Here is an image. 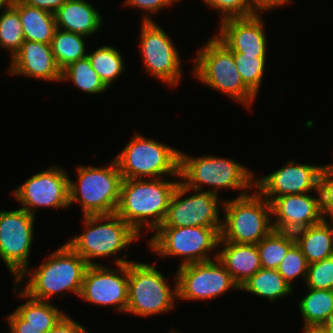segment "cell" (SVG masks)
I'll return each mask as SVG.
<instances>
[{"label":"cell","mask_w":333,"mask_h":333,"mask_svg":"<svg viewBox=\"0 0 333 333\" xmlns=\"http://www.w3.org/2000/svg\"><path fill=\"white\" fill-rule=\"evenodd\" d=\"M18 294L27 299L15 310L23 318V325L44 328V333H48L66 314L52 302L33 299L22 290Z\"/></svg>","instance_id":"25"},{"label":"cell","mask_w":333,"mask_h":333,"mask_svg":"<svg viewBox=\"0 0 333 333\" xmlns=\"http://www.w3.org/2000/svg\"><path fill=\"white\" fill-rule=\"evenodd\" d=\"M69 179L66 170L52 165L34 174L14 189L13 194L22 208L33 216L38 208H68Z\"/></svg>","instance_id":"15"},{"label":"cell","mask_w":333,"mask_h":333,"mask_svg":"<svg viewBox=\"0 0 333 333\" xmlns=\"http://www.w3.org/2000/svg\"><path fill=\"white\" fill-rule=\"evenodd\" d=\"M307 290L298 304L303 326H323L333 317V290Z\"/></svg>","instance_id":"27"},{"label":"cell","mask_w":333,"mask_h":333,"mask_svg":"<svg viewBox=\"0 0 333 333\" xmlns=\"http://www.w3.org/2000/svg\"><path fill=\"white\" fill-rule=\"evenodd\" d=\"M207 6L221 13L220 23L230 18L252 16L249 0H212Z\"/></svg>","instance_id":"36"},{"label":"cell","mask_w":333,"mask_h":333,"mask_svg":"<svg viewBox=\"0 0 333 333\" xmlns=\"http://www.w3.org/2000/svg\"><path fill=\"white\" fill-rule=\"evenodd\" d=\"M12 0H0V10L4 9L7 5L11 4Z\"/></svg>","instance_id":"45"},{"label":"cell","mask_w":333,"mask_h":333,"mask_svg":"<svg viewBox=\"0 0 333 333\" xmlns=\"http://www.w3.org/2000/svg\"><path fill=\"white\" fill-rule=\"evenodd\" d=\"M250 1V8L252 11V15H259L261 13H265L267 10H274L277 7H283L285 4L287 5L292 0H249Z\"/></svg>","instance_id":"41"},{"label":"cell","mask_w":333,"mask_h":333,"mask_svg":"<svg viewBox=\"0 0 333 333\" xmlns=\"http://www.w3.org/2000/svg\"><path fill=\"white\" fill-rule=\"evenodd\" d=\"M325 165H308L290 160L269 175L255 178V189L270 203L290 194L319 192V178Z\"/></svg>","instance_id":"17"},{"label":"cell","mask_w":333,"mask_h":333,"mask_svg":"<svg viewBox=\"0 0 333 333\" xmlns=\"http://www.w3.org/2000/svg\"><path fill=\"white\" fill-rule=\"evenodd\" d=\"M73 320L65 314L48 333H90L83 325Z\"/></svg>","instance_id":"40"},{"label":"cell","mask_w":333,"mask_h":333,"mask_svg":"<svg viewBox=\"0 0 333 333\" xmlns=\"http://www.w3.org/2000/svg\"><path fill=\"white\" fill-rule=\"evenodd\" d=\"M218 247L222 250L216 251L217 259L239 287L262 268L256 244H237L219 240Z\"/></svg>","instance_id":"22"},{"label":"cell","mask_w":333,"mask_h":333,"mask_svg":"<svg viewBox=\"0 0 333 333\" xmlns=\"http://www.w3.org/2000/svg\"><path fill=\"white\" fill-rule=\"evenodd\" d=\"M25 4L37 7L52 14L67 1V0H22Z\"/></svg>","instance_id":"42"},{"label":"cell","mask_w":333,"mask_h":333,"mask_svg":"<svg viewBox=\"0 0 333 333\" xmlns=\"http://www.w3.org/2000/svg\"><path fill=\"white\" fill-rule=\"evenodd\" d=\"M114 160L123 179H158L168 175L180 178V150L139 133L133 135Z\"/></svg>","instance_id":"8"},{"label":"cell","mask_w":333,"mask_h":333,"mask_svg":"<svg viewBox=\"0 0 333 333\" xmlns=\"http://www.w3.org/2000/svg\"><path fill=\"white\" fill-rule=\"evenodd\" d=\"M8 73L42 81L61 82L59 69L50 44L25 40L10 59Z\"/></svg>","instance_id":"20"},{"label":"cell","mask_w":333,"mask_h":333,"mask_svg":"<svg viewBox=\"0 0 333 333\" xmlns=\"http://www.w3.org/2000/svg\"><path fill=\"white\" fill-rule=\"evenodd\" d=\"M5 319L9 324V332L7 333H44V328L23 325V318L15 310L7 315Z\"/></svg>","instance_id":"39"},{"label":"cell","mask_w":333,"mask_h":333,"mask_svg":"<svg viewBox=\"0 0 333 333\" xmlns=\"http://www.w3.org/2000/svg\"><path fill=\"white\" fill-rule=\"evenodd\" d=\"M45 260L33 271L27 268L15 280L14 292L26 278L28 281L20 290L33 299L50 302L53 296L66 291L79 297L88 263L67 243L51 252Z\"/></svg>","instance_id":"2"},{"label":"cell","mask_w":333,"mask_h":333,"mask_svg":"<svg viewBox=\"0 0 333 333\" xmlns=\"http://www.w3.org/2000/svg\"><path fill=\"white\" fill-rule=\"evenodd\" d=\"M85 37L59 28L55 30L50 45L61 71L75 61L87 57Z\"/></svg>","instance_id":"28"},{"label":"cell","mask_w":333,"mask_h":333,"mask_svg":"<svg viewBox=\"0 0 333 333\" xmlns=\"http://www.w3.org/2000/svg\"><path fill=\"white\" fill-rule=\"evenodd\" d=\"M316 196L308 193L290 194L275 198L271 202L272 225L275 230L294 233L323 220L320 192ZM275 217V218H274Z\"/></svg>","instance_id":"18"},{"label":"cell","mask_w":333,"mask_h":333,"mask_svg":"<svg viewBox=\"0 0 333 333\" xmlns=\"http://www.w3.org/2000/svg\"><path fill=\"white\" fill-rule=\"evenodd\" d=\"M169 333H179V332L172 329Z\"/></svg>","instance_id":"47"},{"label":"cell","mask_w":333,"mask_h":333,"mask_svg":"<svg viewBox=\"0 0 333 333\" xmlns=\"http://www.w3.org/2000/svg\"><path fill=\"white\" fill-rule=\"evenodd\" d=\"M11 5L19 12L24 39L50 44L57 29L55 15L22 0H12Z\"/></svg>","instance_id":"24"},{"label":"cell","mask_w":333,"mask_h":333,"mask_svg":"<svg viewBox=\"0 0 333 333\" xmlns=\"http://www.w3.org/2000/svg\"><path fill=\"white\" fill-rule=\"evenodd\" d=\"M294 244L293 233L273 229L256 244L261 267L277 270L282 259Z\"/></svg>","instance_id":"29"},{"label":"cell","mask_w":333,"mask_h":333,"mask_svg":"<svg viewBox=\"0 0 333 333\" xmlns=\"http://www.w3.org/2000/svg\"><path fill=\"white\" fill-rule=\"evenodd\" d=\"M321 213L324 220L333 218V164H327L322 169L319 178Z\"/></svg>","instance_id":"37"},{"label":"cell","mask_w":333,"mask_h":333,"mask_svg":"<svg viewBox=\"0 0 333 333\" xmlns=\"http://www.w3.org/2000/svg\"><path fill=\"white\" fill-rule=\"evenodd\" d=\"M323 327L326 329L328 333H333V317L330 318Z\"/></svg>","instance_id":"44"},{"label":"cell","mask_w":333,"mask_h":333,"mask_svg":"<svg viewBox=\"0 0 333 333\" xmlns=\"http://www.w3.org/2000/svg\"><path fill=\"white\" fill-rule=\"evenodd\" d=\"M92 68L109 88L111 84L125 71L121 53L110 45L96 48L92 53L87 54Z\"/></svg>","instance_id":"30"},{"label":"cell","mask_w":333,"mask_h":333,"mask_svg":"<svg viewBox=\"0 0 333 333\" xmlns=\"http://www.w3.org/2000/svg\"><path fill=\"white\" fill-rule=\"evenodd\" d=\"M252 194L222 200L224 211L219 240L237 244H257L274 228L271 203L256 189Z\"/></svg>","instance_id":"6"},{"label":"cell","mask_w":333,"mask_h":333,"mask_svg":"<svg viewBox=\"0 0 333 333\" xmlns=\"http://www.w3.org/2000/svg\"><path fill=\"white\" fill-rule=\"evenodd\" d=\"M328 221L323 219L318 224L293 233L295 244L309 264L333 255V224Z\"/></svg>","instance_id":"23"},{"label":"cell","mask_w":333,"mask_h":333,"mask_svg":"<svg viewBox=\"0 0 333 333\" xmlns=\"http://www.w3.org/2000/svg\"><path fill=\"white\" fill-rule=\"evenodd\" d=\"M219 238L220 234L213 227L160 226L148 244L161 258H181L183 261L179 266H182L212 260L209 253L218 248Z\"/></svg>","instance_id":"10"},{"label":"cell","mask_w":333,"mask_h":333,"mask_svg":"<svg viewBox=\"0 0 333 333\" xmlns=\"http://www.w3.org/2000/svg\"><path fill=\"white\" fill-rule=\"evenodd\" d=\"M234 62L243 82L257 95L265 75L267 55L233 52Z\"/></svg>","instance_id":"33"},{"label":"cell","mask_w":333,"mask_h":333,"mask_svg":"<svg viewBox=\"0 0 333 333\" xmlns=\"http://www.w3.org/2000/svg\"><path fill=\"white\" fill-rule=\"evenodd\" d=\"M179 182L169 181L168 177L123 179L116 214L140 236L145 226L144 229L155 232L163 224Z\"/></svg>","instance_id":"1"},{"label":"cell","mask_w":333,"mask_h":333,"mask_svg":"<svg viewBox=\"0 0 333 333\" xmlns=\"http://www.w3.org/2000/svg\"><path fill=\"white\" fill-rule=\"evenodd\" d=\"M117 268L91 265L85 271L79 297L86 302L113 306L126 313L128 304V263L117 264Z\"/></svg>","instance_id":"16"},{"label":"cell","mask_w":333,"mask_h":333,"mask_svg":"<svg viewBox=\"0 0 333 333\" xmlns=\"http://www.w3.org/2000/svg\"><path fill=\"white\" fill-rule=\"evenodd\" d=\"M259 15L230 18L219 23L215 35L231 51L250 55H267V37Z\"/></svg>","instance_id":"19"},{"label":"cell","mask_w":333,"mask_h":333,"mask_svg":"<svg viewBox=\"0 0 333 333\" xmlns=\"http://www.w3.org/2000/svg\"><path fill=\"white\" fill-rule=\"evenodd\" d=\"M213 259L179 266L176 272L179 300H211L228 290L240 291L239 285L217 259V254Z\"/></svg>","instance_id":"13"},{"label":"cell","mask_w":333,"mask_h":333,"mask_svg":"<svg viewBox=\"0 0 333 333\" xmlns=\"http://www.w3.org/2000/svg\"><path fill=\"white\" fill-rule=\"evenodd\" d=\"M191 190L195 193L187 196ZM218 200L217 194L191 189L180 181L170 200L167 215L161 226L213 227L220 234L222 217Z\"/></svg>","instance_id":"14"},{"label":"cell","mask_w":333,"mask_h":333,"mask_svg":"<svg viewBox=\"0 0 333 333\" xmlns=\"http://www.w3.org/2000/svg\"><path fill=\"white\" fill-rule=\"evenodd\" d=\"M240 290L273 302L290 295L293 288L277 270L261 268L240 286Z\"/></svg>","instance_id":"26"},{"label":"cell","mask_w":333,"mask_h":333,"mask_svg":"<svg viewBox=\"0 0 333 333\" xmlns=\"http://www.w3.org/2000/svg\"><path fill=\"white\" fill-rule=\"evenodd\" d=\"M173 3H177V2H179V1H181V0H171Z\"/></svg>","instance_id":"48"},{"label":"cell","mask_w":333,"mask_h":333,"mask_svg":"<svg viewBox=\"0 0 333 333\" xmlns=\"http://www.w3.org/2000/svg\"><path fill=\"white\" fill-rule=\"evenodd\" d=\"M24 41L19 12L9 4L0 14V46L8 50L12 58Z\"/></svg>","instance_id":"32"},{"label":"cell","mask_w":333,"mask_h":333,"mask_svg":"<svg viewBox=\"0 0 333 333\" xmlns=\"http://www.w3.org/2000/svg\"><path fill=\"white\" fill-rule=\"evenodd\" d=\"M174 290L155 264L132 261L128 263V304L126 313L150 317L172 310L178 299L177 275Z\"/></svg>","instance_id":"9"},{"label":"cell","mask_w":333,"mask_h":333,"mask_svg":"<svg viewBox=\"0 0 333 333\" xmlns=\"http://www.w3.org/2000/svg\"><path fill=\"white\" fill-rule=\"evenodd\" d=\"M309 263L300 248L294 244L282 259L277 271L293 288L292 282L298 277L305 281Z\"/></svg>","instance_id":"34"},{"label":"cell","mask_w":333,"mask_h":333,"mask_svg":"<svg viewBox=\"0 0 333 333\" xmlns=\"http://www.w3.org/2000/svg\"><path fill=\"white\" fill-rule=\"evenodd\" d=\"M85 226L83 233L75 235L66 243L76 251L87 263L101 265L94 262L95 258L112 257L115 264H126L128 259L121 258L116 254L131 246L141 236L116 213L110 215H87L83 216ZM115 255V256H114Z\"/></svg>","instance_id":"4"},{"label":"cell","mask_w":333,"mask_h":333,"mask_svg":"<svg viewBox=\"0 0 333 333\" xmlns=\"http://www.w3.org/2000/svg\"><path fill=\"white\" fill-rule=\"evenodd\" d=\"M54 15L57 28L87 37L103 25L102 14L87 0H67Z\"/></svg>","instance_id":"21"},{"label":"cell","mask_w":333,"mask_h":333,"mask_svg":"<svg viewBox=\"0 0 333 333\" xmlns=\"http://www.w3.org/2000/svg\"><path fill=\"white\" fill-rule=\"evenodd\" d=\"M304 282L307 288L333 290V255L310 263Z\"/></svg>","instance_id":"35"},{"label":"cell","mask_w":333,"mask_h":333,"mask_svg":"<svg viewBox=\"0 0 333 333\" xmlns=\"http://www.w3.org/2000/svg\"><path fill=\"white\" fill-rule=\"evenodd\" d=\"M77 168V183L69 179V205L80 203L83 216L115 214L123 180L116 161Z\"/></svg>","instance_id":"7"},{"label":"cell","mask_w":333,"mask_h":333,"mask_svg":"<svg viewBox=\"0 0 333 333\" xmlns=\"http://www.w3.org/2000/svg\"><path fill=\"white\" fill-rule=\"evenodd\" d=\"M139 38L141 58L147 73L170 87L178 86L183 75V60L167 32L154 21H142Z\"/></svg>","instance_id":"11"},{"label":"cell","mask_w":333,"mask_h":333,"mask_svg":"<svg viewBox=\"0 0 333 333\" xmlns=\"http://www.w3.org/2000/svg\"><path fill=\"white\" fill-rule=\"evenodd\" d=\"M69 80L80 90L91 95L104 93L108 89L92 68L88 57L75 61L61 71V82Z\"/></svg>","instance_id":"31"},{"label":"cell","mask_w":333,"mask_h":333,"mask_svg":"<svg viewBox=\"0 0 333 333\" xmlns=\"http://www.w3.org/2000/svg\"><path fill=\"white\" fill-rule=\"evenodd\" d=\"M193 61V75L198 81L251 109L257 95L243 82L234 62L233 51L215 34L198 49Z\"/></svg>","instance_id":"5"},{"label":"cell","mask_w":333,"mask_h":333,"mask_svg":"<svg viewBox=\"0 0 333 333\" xmlns=\"http://www.w3.org/2000/svg\"><path fill=\"white\" fill-rule=\"evenodd\" d=\"M302 333H328L323 326H302Z\"/></svg>","instance_id":"43"},{"label":"cell","mask_w":333,"mask_h":333,"mask_svg":"<svg viewBox=\"0 0 333 333\" xmlns=\"http://www.w3.org/2000/svg\"><path fill=\"white\" fill-rule=\"evenodd\" d=\"M254 175L250 169L233 159L214 155L192 158L190 154L180 151L179 180L191 189L217 195L221 189L241 190L236 197H242L255 188ZM202 185L211 186L212 189L202 190Z\"/></svg>","instance_id":"3"},{"label":"cell","mask_w":333,"mask_h":333,"mask_svg":"<svg viewBox=\"0 0 333 333\" xmlns=\"http://www.w3.org/2000/svg\"><path fill=\"white\" fill-rule=\"evenodd\" d=\"M205 5H208L212 0H203Z\"/></svg>","instance_id":"46"},{"label":"cell","mask_w":333,"mask_h":333,"mask_svg":"<svg viewBox=\"0 0 333 333\" xmlns=\"http://www.w3.org/2000/svg\"><path fill=\"white\" fill-rule=\"evenodd\" d=\"M172 4L173 2L171 0H125L124 1V5L127 7L133 6L132 8H137L139 10H142V12L143 11L146 12L143 14L144 18L142 19L143 21L146 22L155 21L151 18L150 15L158 13V11L167 8Z\"/></svg>","instance_id":"38"},{"label":"cell","mask_w":333,"mask_h":333,"mask_svg":"<svg viewBox=\"0 0 333 333\" xmlns=\"http://www.w3.org/2000/svg\"><path fill=\"white\" fill-rule=\"evenodd\" d=\"M36 217L23 208L0 210V259L14 281L29 268Z\"/></svg>","instance_id":"12"}]
</instances>
